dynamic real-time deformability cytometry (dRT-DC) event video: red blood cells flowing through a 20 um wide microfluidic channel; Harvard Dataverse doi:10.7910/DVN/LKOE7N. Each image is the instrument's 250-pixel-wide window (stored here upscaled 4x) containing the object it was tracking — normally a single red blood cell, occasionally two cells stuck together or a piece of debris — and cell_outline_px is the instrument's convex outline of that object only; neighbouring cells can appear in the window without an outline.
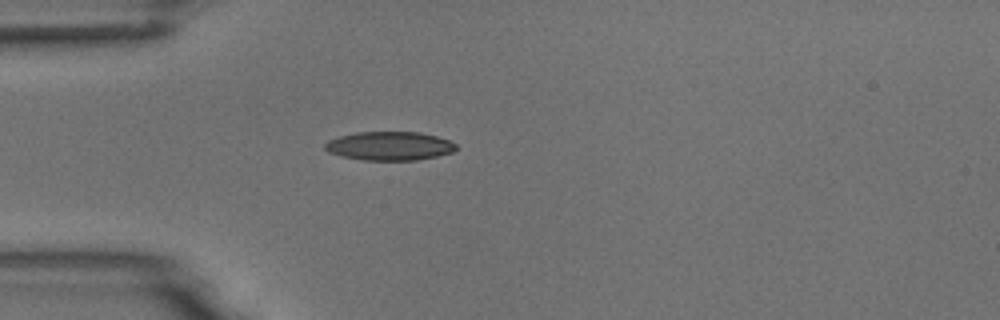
{"species": "common noctule bat (a hibernating species)", "species_latin": "Nyctalus noctula", "temperature_condition": "room temperature", "stored_images_in_passage": 40, "camera_frame_rate_fps": 3000, "um_per_image_px": 0.085, "animal": {"sex": "male", "body_mass_g": 18.8}, "frame": {"image": 1, "passage_image": 1, "time_ms": 0.0, "image_size_px": [1000, 320], "cell_outline_px": [[456, 148], [452, 152], [436, 156], [416, 160], [364, 160], [340, 156], [328, 152], [324, 148], [324, 144], [328, 140], [340, 136], [356, 132], [420, 132], [436, 136], [448, 140], [456, 144]], "centroid_in_image_um": [33.07, 12.4], "position_along_channel_um": 51.9, "area_um2": 21.91}}
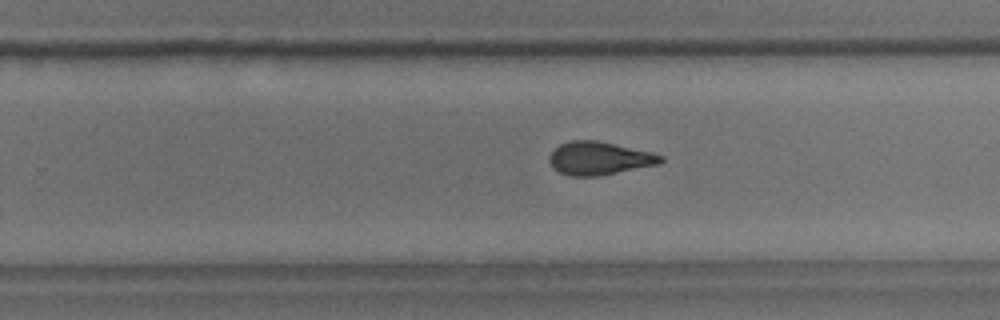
{"frame": {"image": 2, "passage_image": 20, "time_ms": 6.333, "image_size_px": [1000, 320], "cell_outline_px": [[664, 160], [660, 164], [600, 176], [568, 176], [552, 168], [548, 160], [548, 156], [560, 144], [568, 140], [596, 140], [652, 152], [664, 156]], "centroid_in_image_um": [50.93, 13.46], "position_along_channel_um": 278.9, "area_um2": 21.73}}
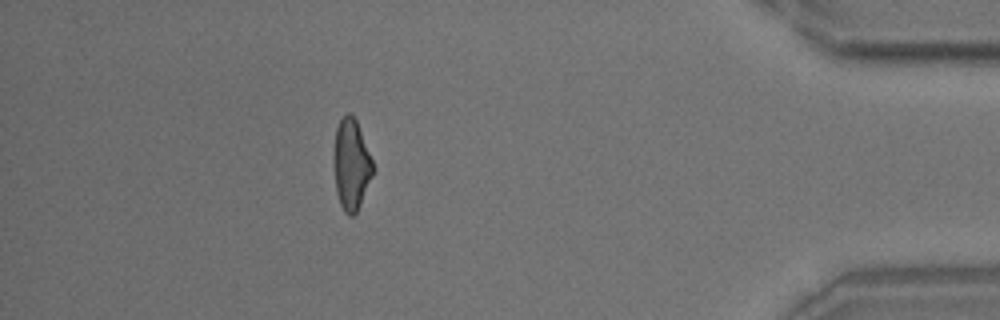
{"frame": {"image": 3, "passage_image": 34, "time_ms": 11.0, "image_size_px": [1000, 320], "cell_outline_px": [[372, 176], [360, 204], [356, 212], [352, 216], [348, 216], [344, 212], [340, 204], [336, 192], [332, 156], [336, 128], [340, 120], [348, 112], [356, 120], [372, 160]], "centroid_in_image_um": [29.81, 14.0], "position_along_channel_um": 405.4, "area_um2": 20.58}, "authors_computed_cell_mechanics": {"area_um2": 21.5016, "velocity_mm_per_s": 3.7156, "shape_relaxation_time_tau1_ms": 4.6316, "shape_relaxation_time_tau2_ms": 2.127, "deformation_change_tau1": 0.1522, "deformation_change_tau2": 0.0948}}